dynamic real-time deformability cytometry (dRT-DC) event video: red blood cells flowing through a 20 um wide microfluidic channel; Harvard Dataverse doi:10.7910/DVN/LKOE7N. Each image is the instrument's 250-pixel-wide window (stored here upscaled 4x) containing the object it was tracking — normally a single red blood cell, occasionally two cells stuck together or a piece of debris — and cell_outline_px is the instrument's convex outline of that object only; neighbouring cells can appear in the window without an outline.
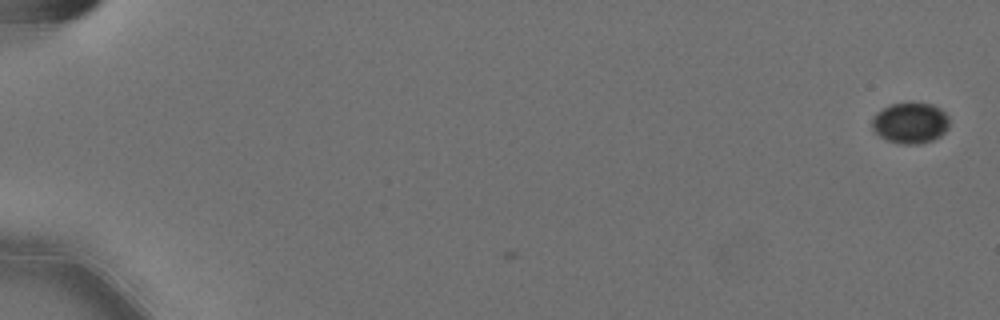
{"species": "Egyptian fruit bat (a non-hibernating species)", "species_latin": "Rousettus aegyptiacus", "temperature_condition": "cold", "stored_images_in_passage": 6, "camera_frame_rate_fps": 3000, "um_per_image_px": 0.085, "animal": {"sex": "female"}, "frame": {"image": 1, "passage_image": 6, "time_ms": 1.667, "image_size_px": [1000, 320], "cell_outline_px": [[948, 128], [940, 136], [932, 140], [916, 144], [904, 144], [888, 140], [872, 132], [872, 116], [876, 112], [892, 104], [912, 100], [932, 104], [940, 108], [948, 116]], "centroid_in_image_um": [77.36, 10.41], "position_along_channel_um": 7.6, "area_um2": 18.79}}